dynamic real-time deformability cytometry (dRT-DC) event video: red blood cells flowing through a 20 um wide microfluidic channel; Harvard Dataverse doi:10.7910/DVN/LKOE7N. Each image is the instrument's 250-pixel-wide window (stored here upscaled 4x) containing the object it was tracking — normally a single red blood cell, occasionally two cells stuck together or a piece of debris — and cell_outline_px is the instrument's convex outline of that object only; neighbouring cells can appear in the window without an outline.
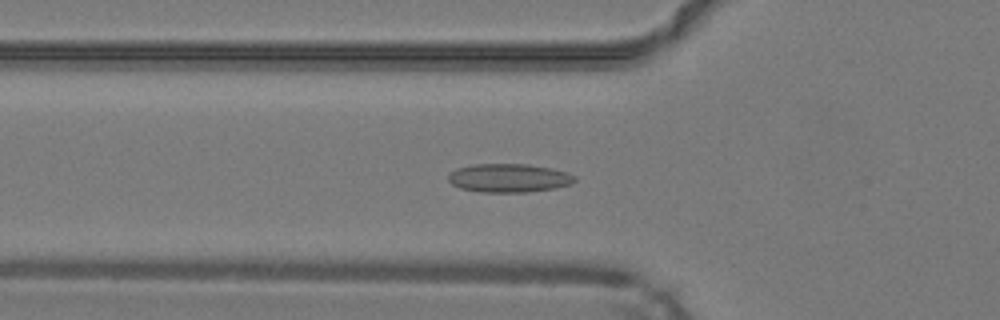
{"species": "common noctule bat (a hibernating species)", "species_latin": "Nyctalus noctula", "temperature_condition": "warm", "stored_images_in_passage": 48, "camera_frame_rate_fps": 3000, "um_per_image_px": 0.085, "animal": {"sex": "male", "body_mass_g": 19.2, "forearm_length_mm": 51.8}, "frame": {"image": 1, "passage_image": 16, "time_ms": 5.0, "image_size_px": [1000, 320], "cell_outline_px": [[576, 180], [572, 184], [556, 188], [528, 192], [480, 192], [460, 188], [452, 184], [448, 180], [448, 172], [456, 168], [472, 164], [528, 164], [552, 168], [568, 172], [576, 176]], "centroid_in_image_um": [43.26, 15.12], "position_along_channel_um": 82.5, "area_um2": 21.39}}
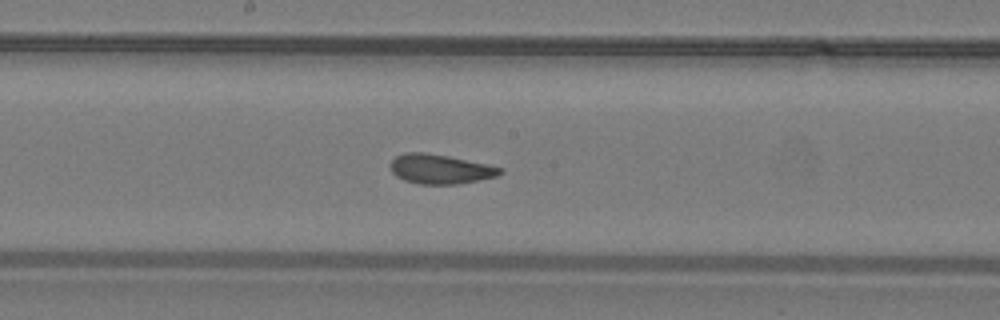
{"frame": {"image": 2, "passage_image": 25, "time_ms": 8.0, "image_size_px": [1000, 320], "cell_outline_px": [[504, 172], [496, 176], [456, 184], [420, 184], [404, 180], [396, 176], [392, 172], [392, 160], [396, 156], [404, 152], [424, 152], [448, 156], [488, 164], [504, 168]], "centroid_in_image_um": [37.43, 14.36], "position_along_channel_um": 210.8, "area_um2": 18.73}}
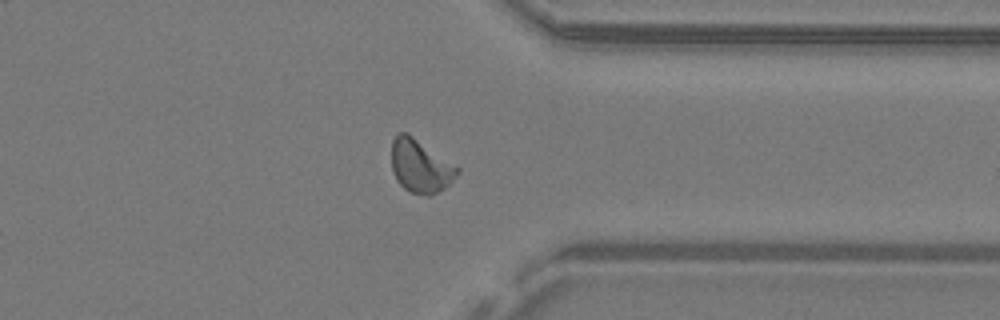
{"frame": {"image": 3, "passage_image": 37, "time_ms": 12.0, "image_size_px": [1000, 320], "cell_outline_px": [[460, 172], [444, 188], [432, 196], [428, 196], [408, 192], [396, 180], [392, 172], [392, 140], [400, 132], [408, 132], [460, 168]], "centroid_in_image_um": [35.72, 14.12], "position_along_channel_um": 375.7, "area_um2": 20.52}, "authors_computed_cell_mechanics": {"area_um2": 19.4208, "velocity_mm_per_s": 4.2459, "shape_relaxation_time_tau1_ms": null, "shape_relaxation_time_tau2_ms": 1.4123, "deformation_change_tau1": null, "deformation_change_tau2": 0.0681}}